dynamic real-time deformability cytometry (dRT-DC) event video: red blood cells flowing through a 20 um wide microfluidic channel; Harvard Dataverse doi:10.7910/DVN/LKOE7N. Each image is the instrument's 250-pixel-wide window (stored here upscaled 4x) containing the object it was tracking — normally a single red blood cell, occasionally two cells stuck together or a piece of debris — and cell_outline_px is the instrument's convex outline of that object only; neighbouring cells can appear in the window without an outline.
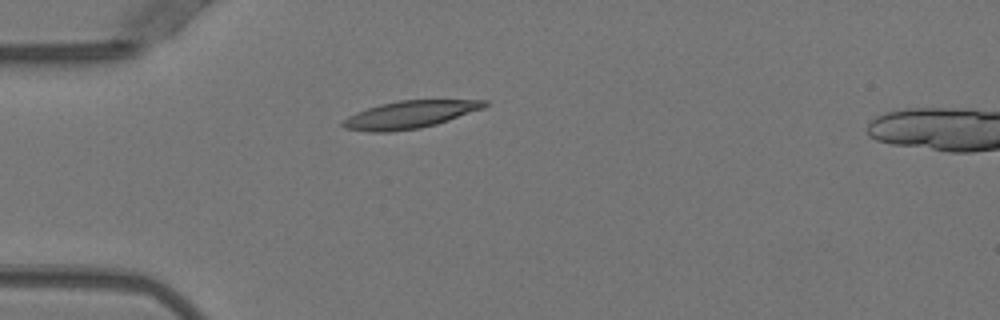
{"species": "Egyptian fruit bat (a non-hibernating species)", "species_latin": "Rousettus aegyptiacus", "temperature_condition": "warm", "stored_images_in_passage": 7, "camera_frame_rate_fps": 3000, "um_per_image_px": 0.085, "animal": {"sex": "female"}, "frame": {"image": 1, "passage_image": 1, "time_ms": 0.0, "image_size_px": [1000, 320], "cell_outline_px": [[488, 104], [484, 108], [436, 124], [420, 128], [392, 132], [372, 132], [344, 128], [340, 124], [348, 116], [356, 112], [380, 104], [400, 100], [488, 100]], "centroid_in_image_um": [34.82, 9.74], "position_along_channel_um": 50.2, "area_um2": 22.6}}
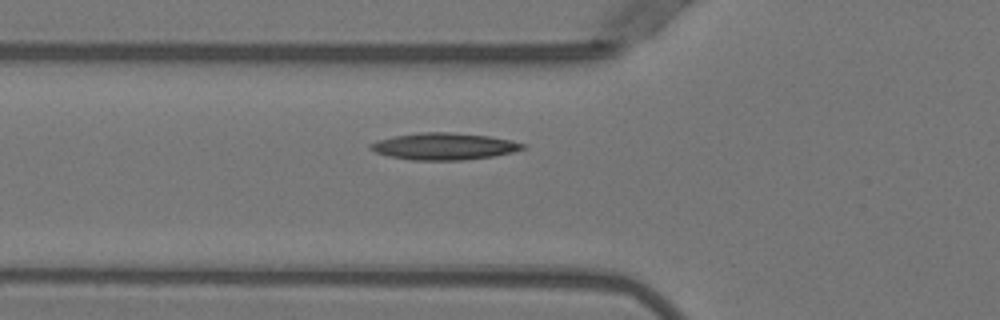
{"frame": {"image": 2, "passage_image": 5, "time_ms": 1.333, "image_size_px": [1000, 320], "cell_outline_px": [[528, 148], [512, 152], [492, 156], [464, 160], [412, 160], [388, 156], [376, 152], [368, 148], [368, 144], [376, 140], [396, 136], [420, 132], [448, 132], [488, 136], [512, 140], [524, 144]], "centroid_in_image_um": [37.73, 12.44], "position_along_channel_um": 88.1, "area_um2": 23.81}}